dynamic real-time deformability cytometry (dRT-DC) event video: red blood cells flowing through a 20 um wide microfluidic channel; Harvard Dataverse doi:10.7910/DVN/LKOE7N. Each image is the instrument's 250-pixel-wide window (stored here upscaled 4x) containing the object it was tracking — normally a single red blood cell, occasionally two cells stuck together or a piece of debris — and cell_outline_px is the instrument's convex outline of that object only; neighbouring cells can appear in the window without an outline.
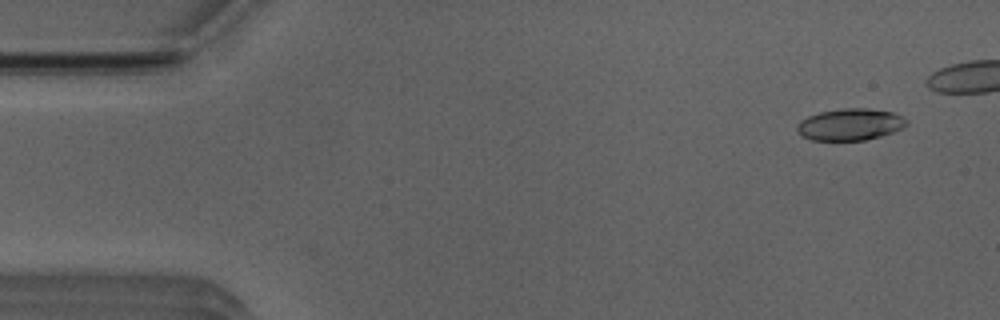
{"species": "Egyptian fruit bat (a non-hibernating species)", "species_latin": "Rousettus aegyptiacus", "temperature_condition": "room temperature", "stored_images_in_passage": 42, "camera_frame_rate_fps": 3000, "um_per_image_px": 0.085, "animal": {"sex": "male"}, "frame": {"image": 1, "passage_image": 3, "time_ms": 0.667, "image_size_px": [1000, 320], "cell_outline_px": [[908, 124], [904, 128], [880, 136], [864, 140], [812, 140], [800, 136], [796, 132], [796, 124], [800, 120], [808, 116], [820, 112], [844, 108], [868, 108], [892, 112], [908, 120]], "centroid_in_image_um": [72.23, 10.58], "position_along_channel_um": 12.8, "area_um2": 20.4}}
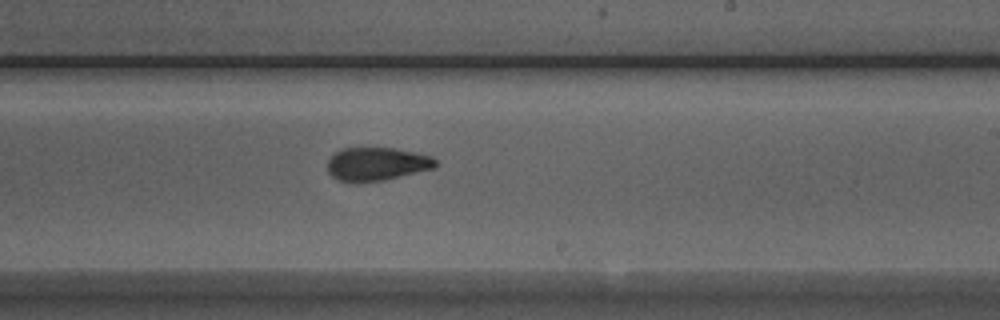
{"frame": {"image": 2, "passage_image": 30, "time_ms": 9.667, "image_size_px": [1000, 320], "cell_outline_px": [[436, 168], [384, 180], [356, 184], [340, 180], [332, 176], [328, 172], [328, 160], [340, 148], [396, 148], [432, 156], [436, 160]], "centroid_in_image_um": [32.03, 13.95], "position_along_channel_um": 257.0, "area_um2": 21.21}}
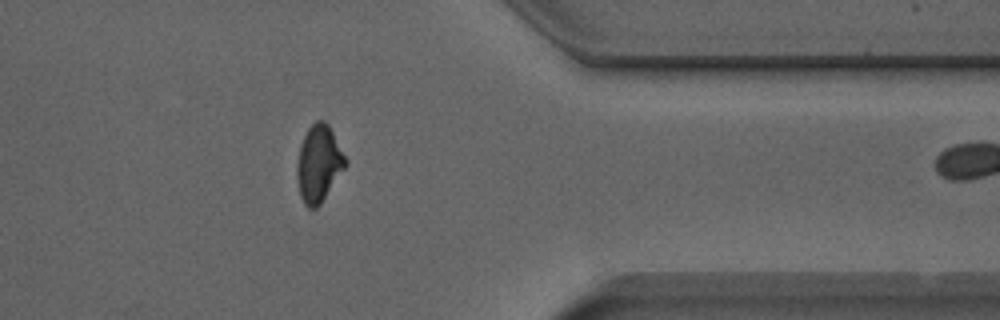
{"frame": {"image": 3, "passage_image": 41, "time_ms": 13.333, "image_size_px": [1000, 320], "cell_outline_px": [[348, 164], [320, 204], [316, 208], [308, 208], [304, 204], [300, 196], [296, 176], [296, 172], [300, 144], [308, 128], [316, 120], [324, 120], [328, 124]], "centroid_in_image_um": [27.07, 13.92], "position_along_channel_um": 384.3, "area_um2": 21.44}}